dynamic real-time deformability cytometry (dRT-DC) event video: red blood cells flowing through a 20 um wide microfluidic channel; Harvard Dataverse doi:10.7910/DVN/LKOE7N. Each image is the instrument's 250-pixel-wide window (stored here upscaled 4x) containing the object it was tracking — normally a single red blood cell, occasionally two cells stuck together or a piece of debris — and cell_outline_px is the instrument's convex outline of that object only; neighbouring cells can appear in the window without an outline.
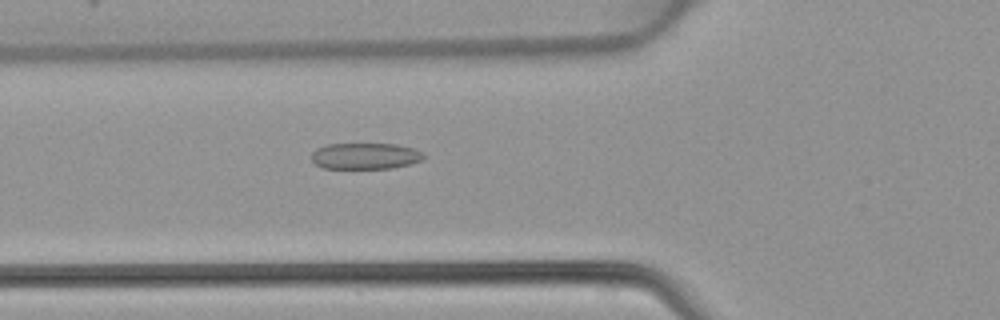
{"species": "common noctule bat (a hibernating species)", "species_latin": "Nyctalus noctula", "temperature_condition": "warm", "stored_images_in_passage": 40, "camera_frame_rate_fps": 3000, "um_per_image_px": 0.085, "animal": {"sex": "female", "body_mass_g": 22.7, "forearm_length_mm": 54.2}, "frame": {"image": 1, "passage_image": 10, "time_ms": 3.0, "image_size_px": [1000, 320], "cell_outline_px": [[424, 156], [420, 160], [408, 164], [392, 168], [324, 168], [316, 164], [312, 160], [312, 152], [316, 148], [328, 144], [396, 144], [412, 148], [424, 152]], "centroid_in_image_um": [31.03, 13.25], "position_along_channel_um": 94.8, "area_um2": 16.99}}
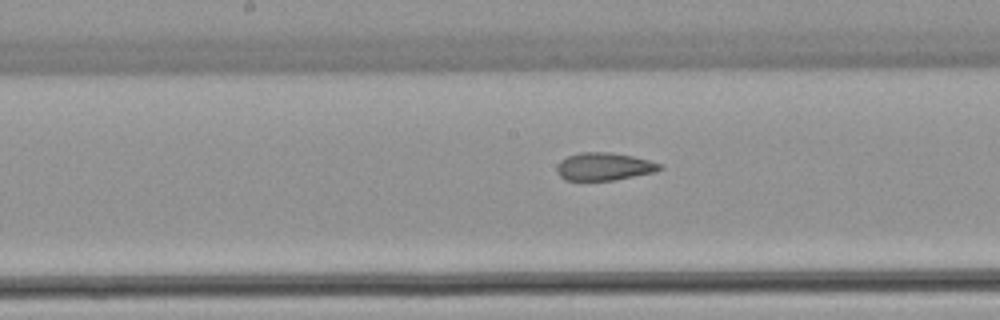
{"frame": {"image": 2, "passage_image": 17, "time_ms": 5.333, "image_size_px": [1000, 320], "cell_outline_px": [[664, 168], [656, 172], [616, 180], [564, 180], [556, 172], [556, 168], [560, 160], [568, 156], [580, 152], [608, 152], [632, 156], [648, 160], [660, 164]], "centroid_in_image_um": [51.34, 14.16], "position_along_channel_um": 196.9, "area_um2": 16.7}}
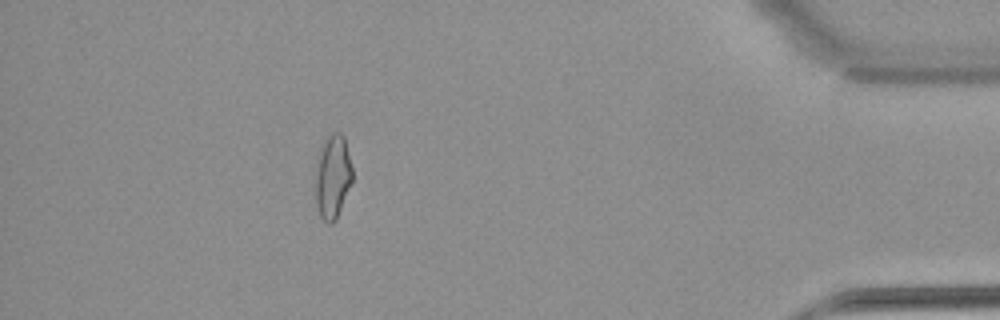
{"frame": {"image": 3, "passage_image": 35, "time_ms": 11.333, "image_size_px": [1000, 320], "cell_outline_px": [[352, 180], [336, 220], [332, 224], [328, 224], [320, 216], [316, 204], [316, 164], [320, 148], [328, 132], [340, 132], [344, 136], [352, 168]], "centroid_in_image_um": [28.27, 14.98], "position_along_channel_um": 406.9, "area_um2": 18.09}}